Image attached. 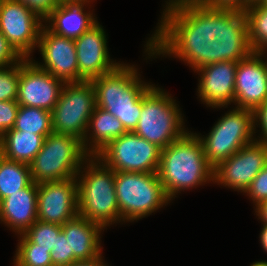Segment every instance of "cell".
<instances>
[{"mask_svg":"<svg viewBox=\"0 0 267 266\" xmlns=\"http://www.w3.org/2000/svg\"><path fill=\"white\" fill-rule=\"evenodd\" d=\"M161 22L146 43L148 56L166 55L197 70L205 65L240 62L251 53L246 14L205 6L198 0H169Z\"/></svg>","mask_w":267,"mask_h":266,"instance_id":"1","label":"cell"},{"mask_svg":"<svg viewBox=\"0 0 267 266\" xmlns=\"http://www.w3.org/2000/svg\"><path fill=\"white\" fill-rule=\"evenodd\" d=\"M213 171L214 167L207 161L197 133L188 131L161 149L157 174L170 200L182 190L213 181Z\"/></svg>","mask_w":267,"mask_h":266,"instance_id":"2","label":"cell"},{"mask_svg":"<svg viewBox=\"0 0 267 266\" xmlns=\"http://www.w3.org/2000/svg\"><path fill=\"white\" fill-rule=\"evenodd\" d=\"M134 65L119 64L91 82L96 106L118 118L127 132H134L142 110V97L153 86L141 80Z\"/></svg>","mask_w":267,"mask_h":266,"instance_id":"3","label":"cell"},{"mask_svg":"<svg viewBox=\"0 0 267 266\" xmlns=\"http://www.w3.org/2000/svg\"><path fill=\"white\" fill-rule=\"evenodd\" d=\"M84 163L87 165H85L86 168L82 166L84 170L80 168L76 176L78 215L103 228L118 221L120 223L115 192V172L95 155H90Z\"/></svg>","mask_w":267,"mask_h":266,"instance_id":"4","label":"cell"},{"mask_svg":"<svg viewBox=\"0 0 267 266\" xmlns=\"http://www.w3.org/2000/svg\"><path fill=\"white\" fill-rule=\"evenodd\" d=\"M175 101L153 85L142 97L141 115L134 133L161 149L184 136L188 130L183 126L184 119Z\"/></svg>","mask_w":267,"mask_h":266,"instance_id":"5","label":"cell"},{"mask_svg":"<svg viewBox=\"0 0 267 266\" xmlns=\"http://www.w3.org/2000/svg\"><path fill=\"white\" fill-rule=\"evenodd\" d=\"M89 156L78 137L52 132L29 164L32 180L41 183L76 177Z\"/></svg>","mask_w":267,"mask_h":266,"instance_id":"6","label":"cell"},{"mask_svg":"<svg viewBox=\"0 0 267 266\" xmlns=\"http://www.w3.org/2000/svg\"><path fill=\"white\" fill-rule=\"evenodd\" d=\"M115 192L120 222L142 219L171 201L157 172H115Z\"/></svg>","mask_w":267,"mask_h":266,"instance_id":"7","label":"cell"},{"mask_svg":"<svg viewBox=\"0 0 267 266\" xmlns=\"http://www.w3.org/2000/svg\"><path fill=\"white\" fill-rule=\"evenodd\" d=\"M255 132L254 111L234 108L225 113L202 141L207 161L215 167L222 160L228 159L243 146L257 138Z\"/></svg>","mask_w":267,"mask_h":266,"instance_id":"8","label":"cell"},{"mask_svg":"<svg viewBox=\"0 0 267 266\" xmlns=\"http://www.w3.org/2000/svg\"><path fill=\"white\" fill-rule=\"evenodd\" d=\"M95 108L91 81L65 83L52 110L53 132L76 136L83 141Z\"/></svg>","mask_w":267,"mask_h":266,"instance_id":"9","label":"cell"},{"mask_svg":"<svg viewBox=\"0 0 267 266\" xmlns=\"http://www.w3.org/2000/svg\"><path fill=\"white\" fill-rule=\"evenodd\" d=\"M161 148L134 132L109 142L97 156L114 172L154 173L160 164Z\"/></svg>","mask_w":267,"mask_h":266,"instance_id":"10","label":"cell"},{"mask_svg":"<svg viewBox=\"0 0 267 266\" xmlns=\"http://www.w3.org/2000/svg\"><path fill=\"white\" fill-rule=\"evenodd\" d=\"M42 19L18 0H3L0 9V31L23 57L30 58L38 46Z\"/></svg>","mask_w":267,"mask_h":266,"instance_id":"11","label":"cell"},{"mask_svg":"<svg viewBox=\"0 0 267 266\" xmlns=\"http://www.w3.org/2000/svg\"><path fill=\"white\" fill-rule=\"evenodd\" d=\"M266 165L267 145L255 140L219 162L214 167L213 182L244 193Z\"/></svg>","mask_w":267,"mask_h":266,"instance_id":"12","label":"cell"},{"mask_svg":"<svg viewBox=\"0 0 267 266\" xmlns=\"http://www.w3.org/2000/svg\"><path fill=\"white\" fill-rule=\"evenodd\" d=\"M31 59L20 61L17 103L52 112L65 83L39 68Z\"/></svg>","mask_w":267,"mask_h":266,"instance_id":"13","label":"cell"},{"mask_svg":"<svg viewBox=\"0 0 267 266\" xmlns=\"http://www.w3.org/2000/svg\"><path fill=\"white\" fill-rule=\"evenodd\" d=\"M37 203L39 221L64 225L78 215L76 177L38 183Z\"/></svg>","mask_w":267,"mask_h":266,"instance_id":"14","label":"cell"},{"mask_svg":"<svg viewBox=\"0 0 267 266\" xmlns=\"http://www.w3.org/2000/svg\"><path fill=\"white\" fill-rule=\"evenodd\" d=\"M43 64L34 62L64 83L79 82L78 62L74 39L58 35L42 26L38 46Z\"/></svg>","mask_w":267,"mask_h":266,"instance_id":"15","label":"cell"},{"mask_svg":"<svg viewBox=\"0 0 267 266\" xmlns=\"http://www.w3.org/2000/svg\"><path fill=\"white\" fill-rule=\"evenodd\" d=\"M79 82L92 81L113 71L120 63L110 59L105 31L98 21L74 40Z\"/></svg>","mask_w":267,"mask_h":266,"instance_id":"16","label":"cell"},{"mask_svg":"<svg viewBox=\"0 0 267 266\" xmlns=\"http://www.w3.org/2000/svg\"><path fill=\"white\" fill-rule=\"evenodd\" d=\"M264 52H252L237 64L235 106L255 111L267 101V67Z\"/></svg>","mask_w":267,"mask_h":266,"instance_id":"17","label":"cell"},{"mask_svg":"<svg viewBox=\"0 0 267 266\" xmlns=\"http://www.w3.org/2000/svg\"><path fill=\"white\" fill-rule=\"evenodd\" d=\"M238 62L220 61L198 68L200 100L212 108L235 104V76ZM201 73V74H200Z\"/></svg>","mask_w":267,"mask_h":266,"instance_id":"18","label":"cell"},{"mask_svg":"<svg viewBox=\"0 0 267 266\" xmlns=\"http://www.w3.org/2000/svg\"><path fill=\"white\" fill-rule=\"evenodd\" d=\"M37 192L38 183L33 181L0 201V220L17 234L24 233L38 220Z\"/></svg>","mask_w":267,"mask_h":266,"instance_id":"19","label":"cell"},{"mask_svg":"<svg viewBox=\"0 0 267 266\" xmlns=\"http://www.w3.org/2000/svg\"><path fill=\"white\" fill-rule=\"evenodd\" d=\"M89 2H61L45 18V27L58 35L76 39L93 26L97 20L90 11L84 12Z\"/></svg>","mask_w":267,"mask_h":266,"instance_id":"20","label":"cell"},{"mask_svg":"<svg viewBox=\"0 0 267 266\" xmlns=\"http://www.w3.org/2000/svg\"><path fill=\"white\" fill-rule=\"evenodd\" d=\"M75 261L96 259L101 253V225L77 215L61 225Z\"/></svg>","mask_w":267,"mask_h":266,"instance_id":"21","label":"cell"},{"mask_svg":"<svg viewBox=\"0 0 267 266\" xmlns=\"http://www.w3.org/2000/svg\"><path fill=\"white\" fill-rule=\"evenodd\" d=\"M88 131H91L92 133H89ZM125 133H127V131L125 130L122 122L118 118H116L114 115L107 112L106 110L96 106L93 114L89 119L87 133L84 136L82 144L85 151L89 155H96L109 142L115 140L116 138H119Z\"/></svg>","mask_w":267,"mask_h":266,"instance_id":"22","label":"cell"},{"mask_svg":"<svg viewBox=\"0 0 267 266\" xmlns=\"http://www.w3.org/2000/svg\"><path fill=\"white\" fill-rule=\"evenodd\" d=\"M44 140L42 135L11 129L0 137V154L8 160L29 165L41 150Z\"/></svg>","mask_w":267,"mask_h":266,"instance_id":"23","label":"cell"},{"mask_svg":"<svg viewBox=\"0 0 267 266\" xmlns=\"http://www.w3.org/2000/svg\"><path fill=\"white\" fill-rule=\"evenodd\" d=\"M32 182L28 164L8 160L0 154V201L28 187Z\"/></svg>","mask_w":267,"mask_h":266,"instance_id":"24","label":"cell"},{"mask_svg":"<svg viewBox=\"0 0 267 266\" xmlns=\"http://www.w3.org/2000/svg\"><path fill=\"white\" fill-rule=\"evenodd\" d=\"M247 19L248 41L252 52L267 51V6L259 2L244 10Z\"/></svg>","mask_w":267,"mask_h":266,"instance_id":"25","label":"cell"},{"mask_svg":"<svg viewBox=\"0 0 267 266\" xmlns=\"http://www.w3.org/2000/svg\"><path fill=\"white\" fill-rule=\"evenodd\" d=\"M12 129L42 135L46 138L53 132L52 112L41 108L19 106Z\"/></svg>","mask_w":267,"mask_h":266,"instance_id":"26","label":"cell"},{"mask_svg":"<svg viewBox=\"0 0 267 266\" xmlns=\"http://www.w3.org/2000/svg\"><path fill=\"white\" fill-rule=\"evenodd\" d=\"M14 258V266H53L51 255L47 249L37 247L23 233Z\"/></svg>","mask_w":267,"mask_h":266,"instance_id":"27","label":"cell"},{"mask_svg":"<svg viewBox=\"0 0 267 266\" xmlns=\"http://www.w3.org/2000/svg\"><path fill=\"white\" fill-rule=\"evenodd\" d=\"M62 231L61 225L54 223H45L37 220L23 234L32 242L37 244V247L47 249L51 253L55 248L56 238Z\"/></svg>","mask_w":267,"mask_h":266,"instance_id":"28","label":"cell"},{"mask_svg":"<svg viewBox=\"0 0 267 266\" xmlns=\"http://www.w3.org/2000/svg\"><path fill=\"white\" fill-rule=\"evenodd\" d=\"M20 62L0 68V101L17 100Z\"/></svg>","mask_w":267,"mask_h":266,"instance_id":"29","label":"cell"},{"mask_svg":"<svg viewBox=\"0 0 267 266\" xmlns=\"http://www.w3.org/2000/svg\"><path fill=\"white\" fill-rule=\"evenodd\" d=\"M53 266H69L75 262L70 245L61 231L56 238L55 248L50 253Z\"/></svg>","mask_w":267,"mask_h":266,"instance_id":"30","label":"cell"},{"mask_svg":"<svg viewBox=\"0 0 267 266\" xmlns=\"http://www.w3.org/2000/svg\"><path fill=\"white\" fill-rule=\"evenodd\" d=\"M244 193L250 197L255 206L267 201V165L258 173Z\"/></svg>","mask_w":267,"mask_h":266,"instance_id":"31","label":"cell"},{"mask_svg":"<svg viewBox=\"0 0 267 266\" xmlns=\"http://www.w3.org/2000/svg\"><path fill=\"white\" fill-rule=\"evenodd\" d=\"M18 110L17 100L0 101V137L14 127Z\"/></svg>","mask_w":267,"mask_h":266,"instance_id":"32","label":"cell"},{"mask_svg":"<svg viewBox=\"0 0 267 266\" xmlns=\"http://www.w3.org/2000/svg\"><path fill=\"white\" fill-rule=\"evenodd\" d=\"M22 59L23 57L13 48L0 31V68L13 66Z\"/></svg>","mask_w":267,"mask_h":266,"instance_id":"33","label":"cell"},{"mask_svg":"<svg viewBox=\"0 0 267 266\" xmlns=\"http://www.w3.org/2000/svg\"><path fill=\"white\" fill-rule=\"evenodd\" d=\"M44 19L60 2L59 0H18Z\"/></svg>","mask_w":267,"mask_h":266,"instance_id":"34","label":"cell"},{"mask_svg":"<svg viewBox=\"0 0 267 266\" xmlns=\"http://www.w3.org/2000/svg\"><path fill=\"white\" fill-rule=\"evenodd\" d=\"M254 122H255V131L256 125L260 126L262 136H258V141L265 143L267 145V101L264 104H261L254 111ZM259 123V124H258Z\"/></svg>","mask_w":267,"mask_h":266,"instance_id":"35","label":"cell"},{"mask_svg":"<svg viewBox=\"0 0 267 266\" xmlns=\"http://www.w3.org/2000/svg\"><path fill=\"white\" fill-rule=\"evenodd\" d=\"M205 6L244 10V0H198Z\"/></svg>","mask_w":267,"mask_h":266,"instance_id":"36","label":"cell"},{"mask_svg":"<svg viewBox=\"0 0 267 266\" xmlns=\"http://www.w3.org/2000/svg\"><path fill=\"white\" fill-rule=\"evenodd\" d=\"M69 266H108V265L104 264L102 255H100L96 259L75 261Z\"/></svg>","mask_w":267,"mask_h":266,"instance_id":"37","label":"cell"},{"mask_svg":"<svg viewBox=\"0 0 267 266\" xmlns=\"http://www.w3.org/2000/svg\"><path fill=\"white\" fill-rule=\"evenodd\" d=\"M256 214L263 224H267V201L261 202L256 206Z\"/></svg>","mask_w":267,"mask_h":266,"instance_id":"38","label":"cell"},{"mask_svg":"<svg viewBox=\"0 0 267 266\" xmlns=\"http://www.w3.org/2000/svg\"><path fill=\"white\" fill-rule=\"evenodd\" d=\"M260 243L265 252H267V224H263V228L260 233Z\"/></svg>","mask_w":267,"mask_h":266,"instance_id":"39","label":"cell"},{"mask_svg":"<svg viewBox=\"0 0 267 266\" xmlns=\"http://www.w3.org/2000/svg\"><path fill=\"white\" fill-rule=\"evenodd\" d=\"M250 266H267V262L266 261H256L254 263H252Z\"/></svg>","mask_w":267,"mask_h":266,"instance_id":"40","label":"cell"},{"mask_svg":"<svg viewBox=\"0 0 267 266\" xmlns=\"http://www.w3.org/2000/svg\"><path fill=\"white\" fill-rule=\"evenodd\" d=\"M260 0H244V9L248 7L250 4L259 2Z\"/></svg>","mask_w":267,"mask_h":266,"instance_id":"41","label":"cell"},{"mask_svg":"<svg viewBox=\"0 0 267 266\" xmlns=\"http://www.w3.org/2000/svg\"><path fill=\"white\" fill-rule=\"evenodd\" d=\"M92 1V0H91ZM90 0H59V2H91Z\"/></svg>","mask_w":267,"mask_h":266,"instance_id":"42","label":"cell"},{"mask_svg":"<svg viewBox=\"0 0 267 266\" xmlns=\"http://www.w3.org/2000/svg\"><path fill=\"white\" fill-rule=\"evenodd\" d=\"M259 3L267 6V0H260Z\"/></svg>","mask_w":267,"mask_h":266,"instance_id":"43","label":"cell"},{"mask_svg":"<svg viewBox=\"0 0 267 266\" xmlns=\"http://www.w3.org/2000/svg\"><path fill=\"white\" fill-rule=\"evenodd\" d=\"M2 2H3V0H0V9H1Z\"/></svg>","mask_w":267,"mask_h":266,"instance_id":"44","label":"cell"}]
</instances>
